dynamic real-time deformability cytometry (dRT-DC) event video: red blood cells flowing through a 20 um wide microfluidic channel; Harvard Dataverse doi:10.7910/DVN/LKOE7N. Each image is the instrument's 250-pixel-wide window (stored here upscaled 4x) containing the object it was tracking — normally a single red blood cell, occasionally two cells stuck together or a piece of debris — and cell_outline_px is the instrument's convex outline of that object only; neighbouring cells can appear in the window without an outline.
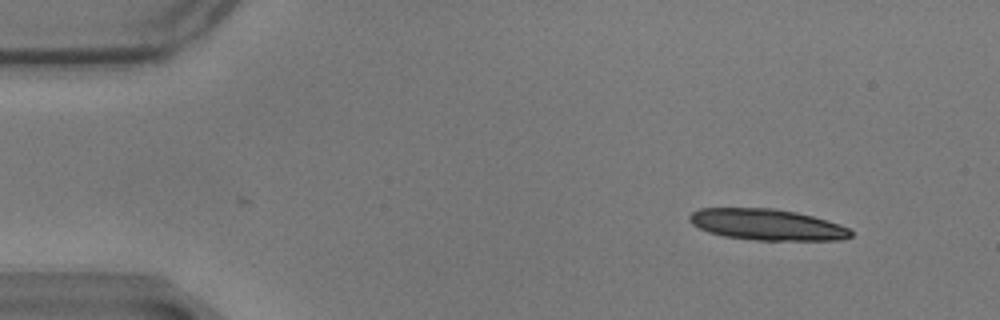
{"species": "common noctule bat (a hibernating species)", "species_latin": "Nyctalus noctula", "temperature_condition": "warm", "stored_images_in_passage": 30, "camera_frame_rate_fps": 3000, "um_per_image_px": 0.085, "animal": {"sex": "male", "body_mass_g": 17.9}, "frame": {"image": 1, "passage_image": 1, "time_ms": 0.0, "image_size_px": [1000, 320], "cell_outline_px": [[852, 236], [840, 240], [756, 240], [724, 236], [708, 232], [692, 224], [688, 220], [688, 216], [692, 212], [700, 208], [772, 208], [796, 212], [812, 216], [840, 224], [848, 228], [852, 232]], "centroid_in_image_um": [65.17, 19.09], "position_along_channel_um": 19.8, "area_um2": 29.25}}
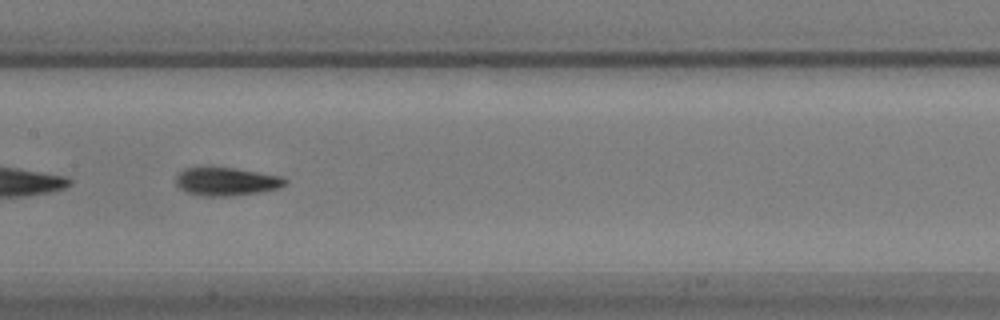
{"frame": {"image": 2, "passage_image": 24, "time_ms": 7.667, "image_size_px": [1000, 320], "cell_outline_px": [[288, 180], [280, 188], [260, 192], [228, 196], [208, 196], [188, 192], [180, 188], [176, 184], [176, 176], [184, 168], [236, 168], [284, 176]], "centroid_in_image_um": [19.3, 15.42], "position_along_channel_um": 188.1, "area_um2": 17.8}}